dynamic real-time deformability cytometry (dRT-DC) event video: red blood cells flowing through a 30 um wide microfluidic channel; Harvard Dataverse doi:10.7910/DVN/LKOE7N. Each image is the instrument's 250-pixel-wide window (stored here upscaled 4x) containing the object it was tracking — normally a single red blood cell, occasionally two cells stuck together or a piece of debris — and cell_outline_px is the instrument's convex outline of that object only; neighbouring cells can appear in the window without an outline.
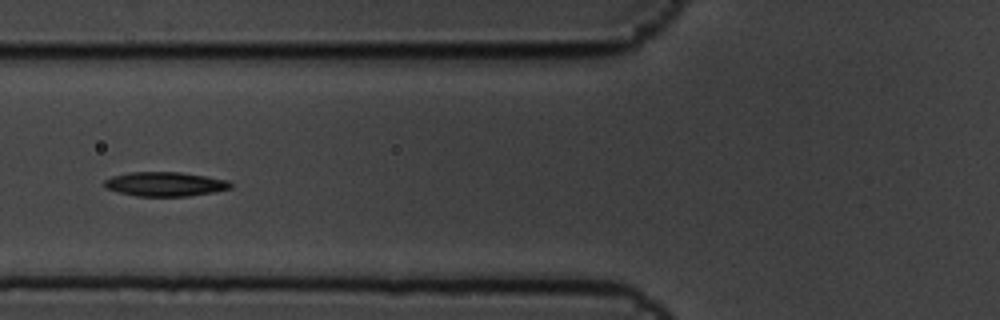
{"species": "common noctule bat (a hibernating species)", "species_latin": "Nyctalus noctula", "temperature_condition": "cold", "stored_images_in_passage": 11, "camera_frame_rate_fps": 3000, "um_per_image_px": 0.085, "animal": {"sex": "male", "body_mass_g": 19.5, "forearm_length_mm": 54.6}, "frame": {"image": 1, "passage_image": 7, "time_ms": 2.0, "image_size_px": [1000, 320], "cell_outline_px": [[232, 188], [212, 192], [188, 196], [136, 196], [104, 188], [104, 180], [112, 176], [132, 172], [180, 172], [228, 180], [232, 184]], "centroid_in_image_um": [14.02, 15.65], "position_along_channel_um": 111.8, "area_um2": 17.74}}
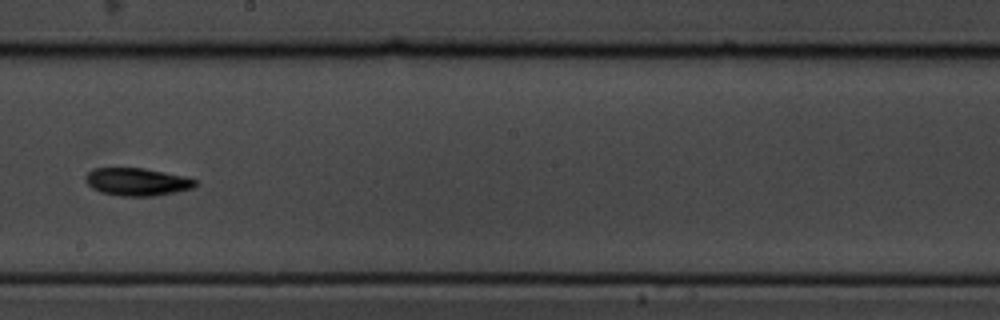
{"frame": {"image": 2, "passage_image": 10, "time_ms": 3.0, "image_size_px": [1000, 320], "cell_outline_px": [[196, 184], [192, 188], [176, 192], [156, 196], [120, 196], [100, 192], [92, 188], [84, 180], [84, 176], [92, 168], [144, 168], [184, 176], [196, 180]], "centroid_in_image_um": [11.61, 15.45], "position_along_channel_um": 236.6, "area_um2": 17.8}}
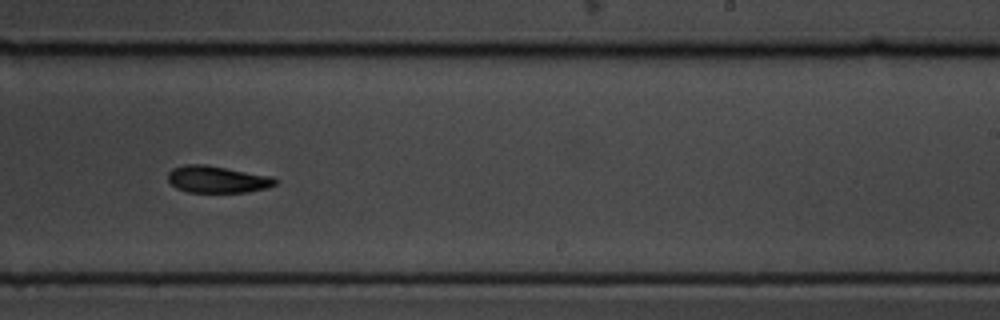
{"frame": {"image": 3, "passage_image": 11, "time_ms": 3.333, "image_size_px": [1000, 320], "cell_outline_px": [[276, 184], [268, 188], [248, 192], [188, 192], [176, 188], [168, 180], [168, 172], [172, 168], [184, 164], [204, 164], [272, 176], [276, 180]], "centroid_in_image_um": [18.45, 15.24], "position_along_channel_um": 270.5, "area_um2": 16.88}}